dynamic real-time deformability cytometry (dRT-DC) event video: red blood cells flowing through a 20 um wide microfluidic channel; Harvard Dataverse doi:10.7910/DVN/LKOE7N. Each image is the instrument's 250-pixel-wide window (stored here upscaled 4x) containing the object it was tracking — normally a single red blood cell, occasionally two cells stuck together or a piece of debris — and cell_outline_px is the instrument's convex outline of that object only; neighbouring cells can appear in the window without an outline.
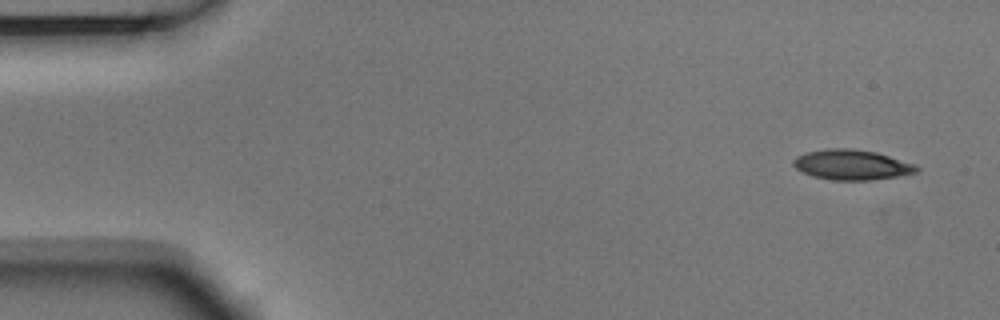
{"species": "Egyptian fruit bat (a non-hibernating species)", "species_latin": "Rousettus aegyptiacus", "temperature_condition": "room temperature", "stored_images_in_passage": 6, "camera_frame_rate_fps": 3000, "um_per_image_px": 0.085, "animal": {"sex": "male"}, "frame": {"image": 1, "passage_image": 1, "time_ms": 0.0, "image_size_px": [1000, 320], "cell_outline_px": [[920, 168], [916, 172], [896, 176], [872, 180], [832, 180], [812, 176], [796, 168], [792, 164], [792, 160], [796, 156], [804, 152], [828, 148], [852, 148], [876, 152], [916, 164]], "centroid_in_image_um": [72.37, 13.99], "position_along_channel_um": 12.6, "area_um2": 21.73}}
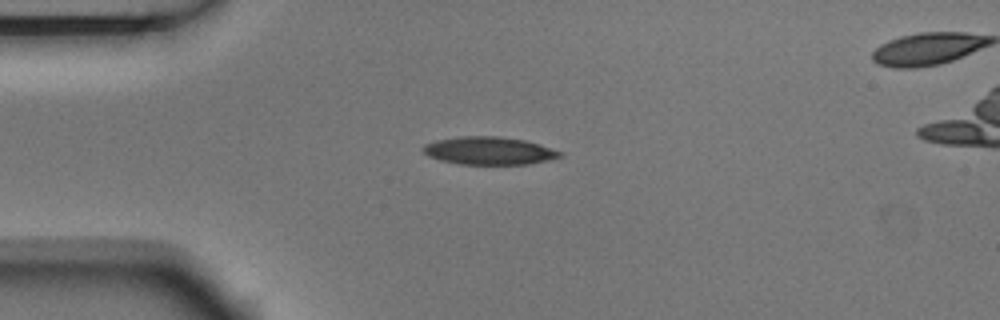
{"frame": {"image": 2, "passage_image": 4, "time_ms": 1.0, "image_size_px": [1000, 320], "cell_outline_px": [[564, 156], [548, 160], [528, 164], [460, 164], [440, 160], [428, 156], [424, 152], [424, 144], [436, 140], [460, 136], [496, 136], [524, 140], [540, 144], [564, 152]], "centroid_in_image_um": [41.61, 12.81], "position_along_channel_um": 43.4, "area_um2": 22.2}}
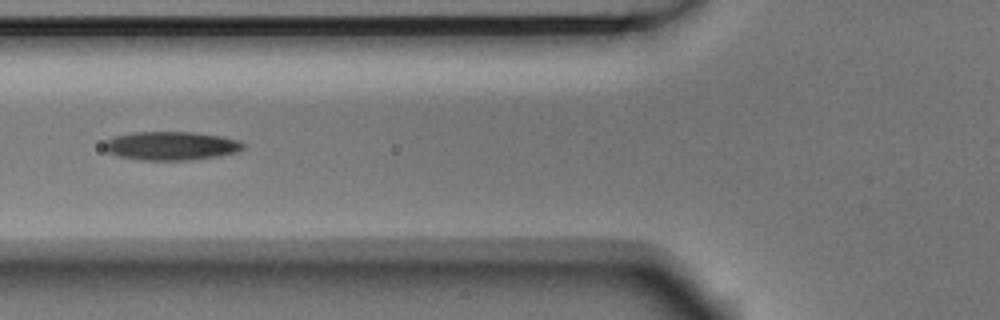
{"frame": {"image": 3, "passage_image": 6, "time_ms": 1.667, "image_size_px": [1000, 320], "cell_outline_px": [[244, 148], [236, 152], [216, 156], [188, 160], [140, 160], [116, 156], [108, 152], [104, 148], [104, 144], [108, 140], [116, 136], [132, 132], [196, 132], [220, 136], [240, 140], [244, 144]], "centroid_in_image_um": [14.54, 12.39], "position_along_channel_um": 111.3, "area_um2": 23.12}}